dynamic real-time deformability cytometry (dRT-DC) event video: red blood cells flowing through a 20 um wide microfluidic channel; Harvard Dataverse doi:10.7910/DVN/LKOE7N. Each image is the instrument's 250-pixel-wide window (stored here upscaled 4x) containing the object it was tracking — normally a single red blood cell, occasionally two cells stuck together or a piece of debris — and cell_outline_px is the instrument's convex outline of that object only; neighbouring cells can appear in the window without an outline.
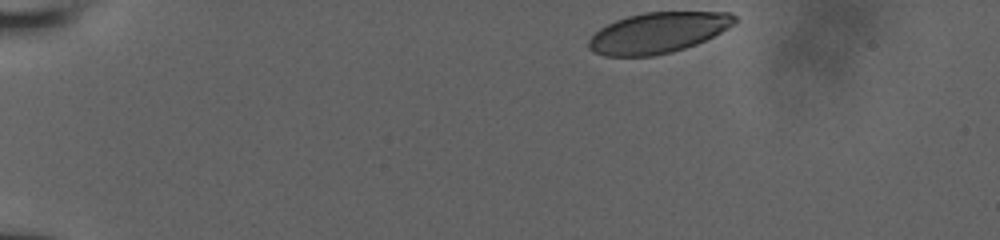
{"species": "human", "species_latin": "Homo sapiens", "temperature_condition": "room temperature", "stored_images_in_passage": 55, "camera_frame_rate_fps": 3000, "um_per_image_px": 0.085, "donor": {"sex": "male"}, "frame": {"image": 1, "passage_image": 1, "time_ms": 0.0, "image_size_px": [1000, 240], "cell_outline_px": [[736, 24], [696, 44], [672, 52], [652, 56], [604, 56], [588, 48], [588, 40], [600, 28], [616, 20], [628, 16], [644, 12], [732, 12], [736, 16]], "centroid_in_image_um": [55.94, 2.78], "position_along_channel_um": 29.1, "area_um2": 34.45}}
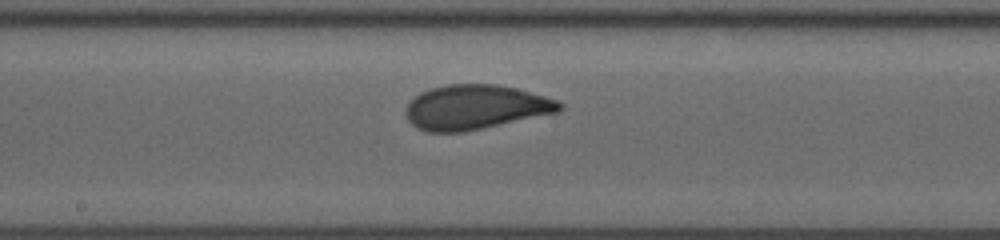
{"frame": {"image": 2, "passage_image": 23, "time_ms": 7.0, "image_size_px": [1000, 240], "cell_outline_px": [[564, 108], [560, 112], [464, 132], [428, 132], [412, 124], [408, 120], [404, 112], [404, 108], [420, 92], [432, 88], [448, 84], [496, 84], [516, 88], [544, 96], [556, 100], [564, 104]], "centroid_in_image_um": [40.43, 9.11], "position_along_channel_um": 207.8, "area_um2": 39.94}}
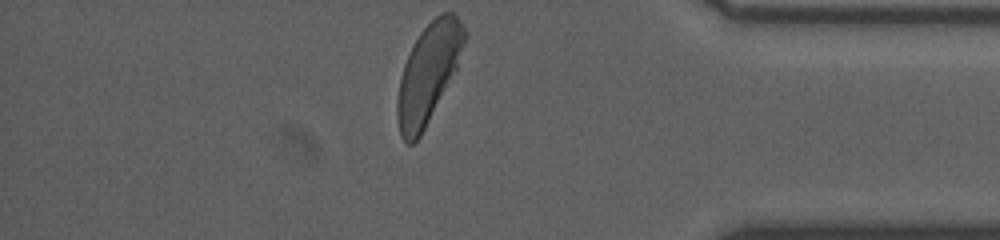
{"frame": {"image": 3, "passage_image": 54, "time_ms": 12.333, "image_size_px": [1000, 240], "cell_outline_px": [[468, 36], [456, 68], [420, 136], [412, 144], [408, 144], [400, 136], [396, 116], [396, 104], [400, 80], [404, 64], [420, 32], [440, 12], [452, 12], [460, 20]], "centroid_in_image_um": [36.4, 6.21], "position_along_channel_um": 398.8, "area_um2": 37.97}}